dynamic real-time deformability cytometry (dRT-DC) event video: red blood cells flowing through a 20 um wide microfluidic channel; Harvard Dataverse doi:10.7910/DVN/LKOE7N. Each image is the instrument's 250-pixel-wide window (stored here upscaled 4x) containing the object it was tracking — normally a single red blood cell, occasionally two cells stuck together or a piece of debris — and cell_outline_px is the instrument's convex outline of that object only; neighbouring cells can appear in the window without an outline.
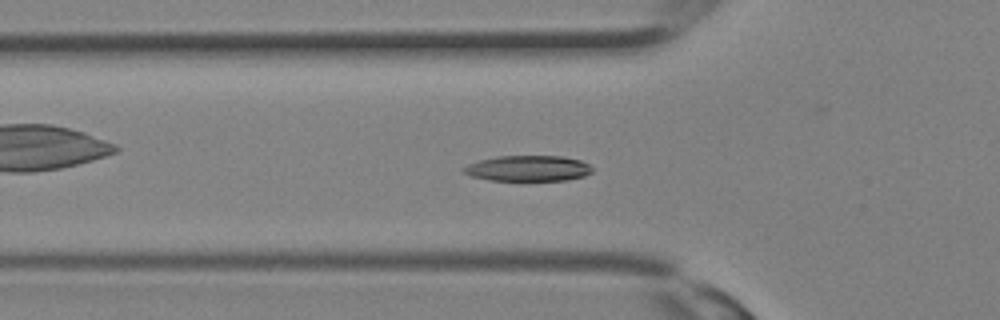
{"species": "Egyptian fruit bat (a non-hibernating species)", "species_latin": "Rousettus aegyptiacus", "temperature_condition": "room temperature", "stored_images_in_passage": 24, "camera_frame_rate_fps": 3000, "um_per_image_px": 0.085, "animal": {"sex": "female"}, "frame": {"image": 1, "passage_image": 2, "time_ms": 0.333, "image_size_px": [1000, 320], "cell_outline_px": [[592, 172], [584, 176], [568, 180], [488, 180], [472, 176], [460, 172], [460, 168], [468, 164], [480, 160], [496, 156], [560, 156], [580, 160], [588, 164], [592, 168]], "centroid_in_image_um": [44.84, 14.31], "position_along_channel_um": 81.0, "area_um2": 19.31}}
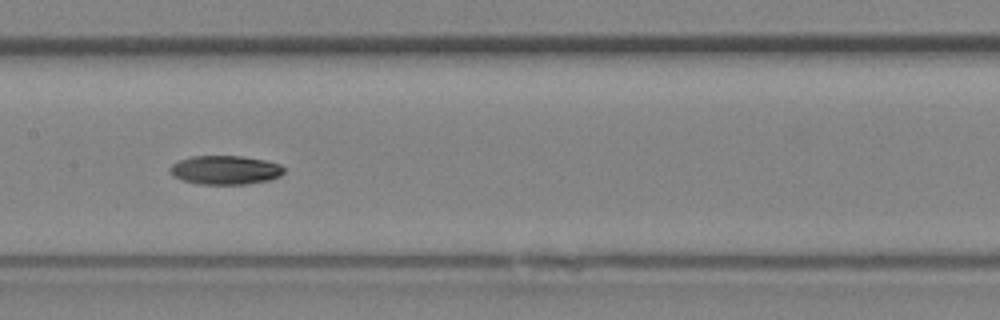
{"frame": {"image": 2, "passage_image": 7, "time_ms": 2.0, "image_size_px": [1000, 320], "cell_outline_px": [[284, 172], [280, 176], [268, 180], [244, 184], [200, 184], [184, 180], [172, 176], [168, 172], [168, 168], [172, 164], [180, 160], [192, 156], [244, 156], [264, 160], [280, 164], [284, 168]], "centroid_in_image_um": [19.12, 14.44], "position_along_channel_um": 188.3, "area_um2": 19.19}}
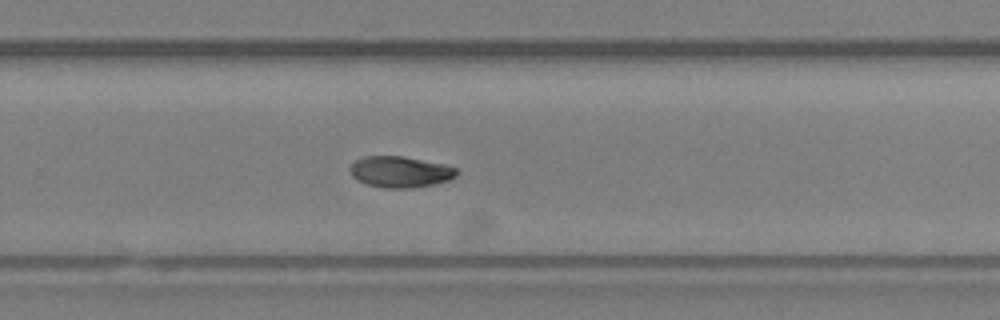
{"frame": {"image": 3, "passage_image": 12, "time_ms": 3.667, "image_size_px": [1000, 320], "cell_outline_px": [[460, 172], [456, 176], [448, 180], [436, 184], [408, 188], [384, 188], [368, 184], [356, 180], [352, 176], [352, 164], [356, 160], [364, 156], [404, 156], [444, 164], [456, 168]], "centroid_in_image_um": [34.06, 14.61], "position_along_channel_um": 295.7, "area_um2": 19.31}}